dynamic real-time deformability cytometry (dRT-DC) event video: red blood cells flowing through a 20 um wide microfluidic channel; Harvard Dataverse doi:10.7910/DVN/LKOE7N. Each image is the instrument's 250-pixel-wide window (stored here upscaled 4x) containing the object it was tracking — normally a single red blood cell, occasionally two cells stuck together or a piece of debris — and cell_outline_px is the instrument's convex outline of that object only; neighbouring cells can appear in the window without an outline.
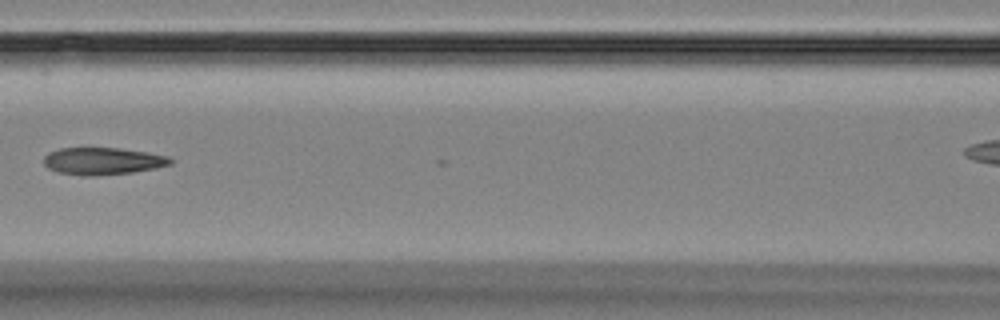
{"species": "Egyptian fruit bat (a non-hibernating species)", "species_latin": "Rousettus aegyptiacus", "temperature_condition": "room temperature", "stored_images_in_passage": 17, "camera_frame_rate_fps": 3000, "um_per_image_px": 0.085, "animal": {"sex": "female"}, "frame": {"image": 1, "passage_image": 7, "time_ms": 7.0, "image_size_px": [1000, 320], "cell_outline_px": [[172, 164], [156, 168], [132, 172], [92, 176], [84, 176], [60, 172], [48, 168], [44, 164], [44, 156], [48, 152], [60, 148], [120, 148], [148, 152], [168, 156], [172, 160]], "centroid_in_image_um": [8.74, 13.68], "position_along_channel_um": 157.9, "area_um2": 20.06}}
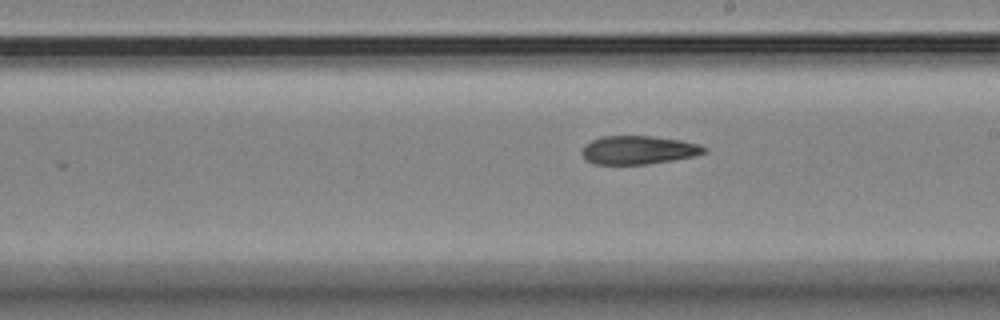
{"frame": {"image": 2, "passage_image": 10, "time_ms": 11.333, "image_size_px": [1000, 320], "cell_outline_px": [[704, 152], [692, 156], [672, 160], [648, 164], [592, 164], [584, 160], [580, 152], [584, 144], [600, 136], [652, 136], [680, 140], [700, 144], [704, 148]], "centroid_in_image_um": [54.16, 12.75], "position_along_channel_um": 234.8, "area_um2": 20.29}}
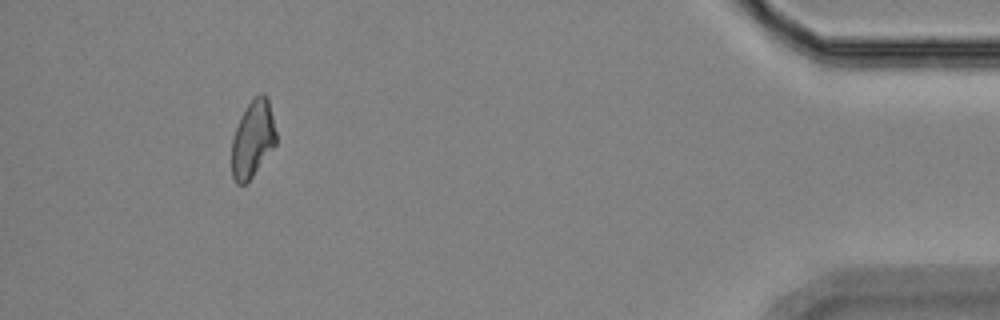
{"frame": {"image": 3, "passage_image": 16, "time_ms": 18.0, "image_size_px": [1000, 320], "cell_outline_px": [[276, 144], [248, 184], [236, 184], [232, 176], [232, 136], [240, 116], [248, 104], [260, 92], [264, 92], [268, 96], [276, 132]], "centroid_in_image_um": [21.48, 11.83], "position_along_channel_um": 413.7, "area_um2": 20.23}, "authors_computed_cell_mechanics": {"area_um2": 20.9814, "velocity_mm_per_s": 3.5869, "shape_relaxation_time_tau1_ms": 8.2725, "shape_relaxation_time_tau2_ms": 2.7552, "deformation_change_tau1": 0.1697, "deformation_change_tau2": 0.0995}}